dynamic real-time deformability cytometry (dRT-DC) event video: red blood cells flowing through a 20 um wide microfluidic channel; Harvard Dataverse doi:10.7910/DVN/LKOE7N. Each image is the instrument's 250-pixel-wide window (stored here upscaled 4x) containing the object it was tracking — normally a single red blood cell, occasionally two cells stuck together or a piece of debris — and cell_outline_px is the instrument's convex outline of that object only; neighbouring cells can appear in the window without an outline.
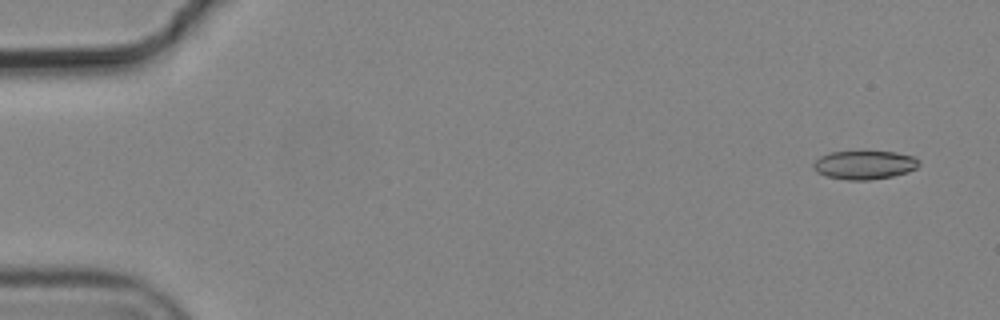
{"species": "common noctule bat (a hibernating species)", "species_latin": "Nyctalus noctula", "temperature_condition": "cold", "stored_images_in_passage": 4, "camera_frame_rate_fps": 3000, "um_per_image_px": 0.085, "animal": {"sex": "male", "body_mass_g": 19.2, "forearm_length_mm": 51.8}, "frame": {"image": 1, "passage_image": 1, "time_ms": 0.0, "image_size_px": [1000, 320], "cell_outline_px": [[920, 164], [916, 168], [908, 172], [892, 176], [868, 180], [848, 180], [824, 176], [816, 172], [812, 168], [812, 164], [820, 156], [828, 152], [896, 152], [912, 156], [920, 160]], "centroid_in_image_um": [73.45, 14.02], "position_along_channel_um": 11.6, "area_um2": 17.69}}
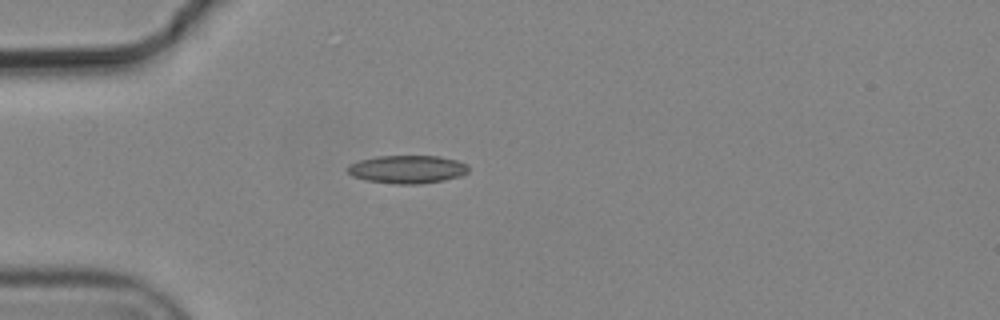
{"frame": {"image": 2, "passage_image": 4, "time_ms": 1.0, "image_size_px": [1000, 320], "cell_outline_px": [[468, 172], [460, 176], [444, 180], [420, 184], [396, 184], [368, 180], [352, 176], [348, 172], [348, 164], [360, 160], [376, 156], [440, 156], [456, 160], [468, 164]], "centroid_in_image_um": [34.64, 14.38], "position_along_channel_um": 50.4, "area_um2": 19.77}}